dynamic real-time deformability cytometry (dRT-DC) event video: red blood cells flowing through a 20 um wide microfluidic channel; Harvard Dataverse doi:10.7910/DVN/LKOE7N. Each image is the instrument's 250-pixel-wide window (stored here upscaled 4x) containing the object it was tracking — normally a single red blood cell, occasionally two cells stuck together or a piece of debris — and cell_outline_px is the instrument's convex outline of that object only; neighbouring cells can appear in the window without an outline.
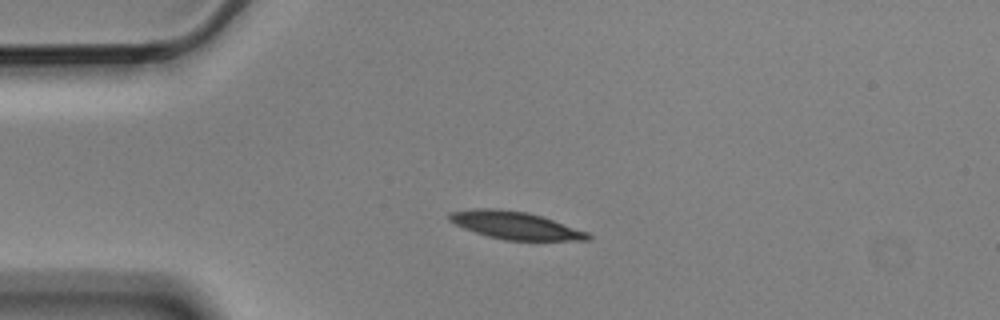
{"species": "Egyptian fruit bat (a non-hibernating species)", "species_latin": "Rousettus aegyptiacus", "temperature_condition": "cold", "stored_images_in_passage": 5, "camera_frame_rate_fps": 3000, "um_per_image_px": 0.085, "animal": {"sex": "male"}, "frame": {"image": 1, "passage_image": 3, "time_ms": 0.667, "image_size_px": [1000, 320], "cell_outline_px": [[592, 236], [588, 240], [504, 240], [488, 236], [464, 228], [448, 220], [448, 212], [472, 208], [496, 208], [528, 212], [588, 232]], "centroid_in_image_um": [43.75, 19.14], "position_along_channel_um": 41.3, "area_um2": 22.14}}
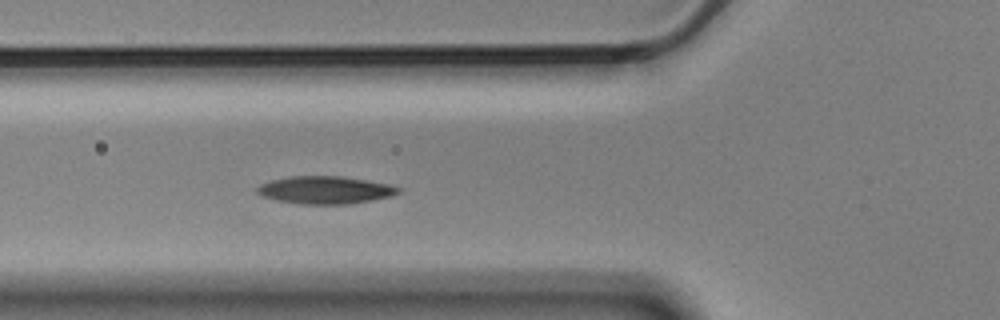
{"frame": {"image": 2, "passage_image": 5, "time_ms": 1.333, "image_size_px": [1000, 320], "cell_outline_px": [[400, 192], [392, 196], [348, 204], [300, 204], [276, 200], [264, 196], [256, 192], [256, 188], [260, 184], [272, 180], [292, 176], [340, 176], [388, 184], [400, 188]], "centroid_in_image_um": [27.62, 16.15], "position_along_channel_um": 98.2, "area_um2": 22.48}}